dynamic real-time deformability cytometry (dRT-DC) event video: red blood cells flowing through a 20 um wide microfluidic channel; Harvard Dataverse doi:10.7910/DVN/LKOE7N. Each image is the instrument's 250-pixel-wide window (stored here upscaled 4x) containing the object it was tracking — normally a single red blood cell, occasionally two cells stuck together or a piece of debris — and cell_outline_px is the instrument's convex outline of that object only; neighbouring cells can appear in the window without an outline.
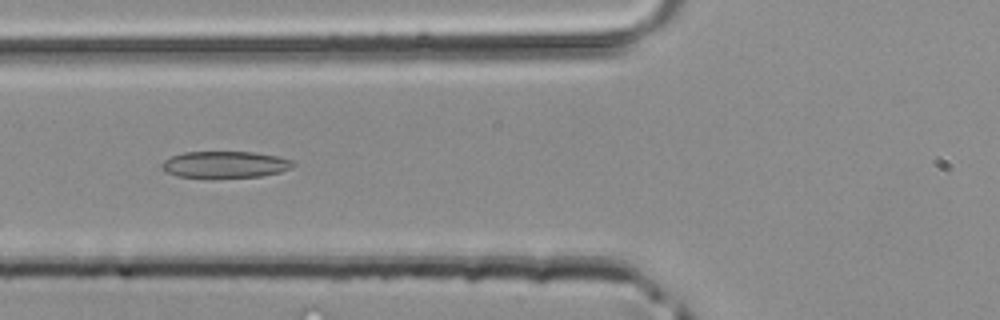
{"species": "common noctule bat (a hibernating species)", "species_latin": "Nyctalus noctula", "temperature_condition": "room temperature", "stored_images_in_passage": 31, "camera_frame_rate_fps": 3000, "um_per_image_px": 0.085, "animal": {"sex": "male", "body_mass_g": 20.4}, "frame": {"image": 1, "passage_image": 8, "time_ms": 2.333, "image_size_px": [1000, 320], "cell_outline_px": [[296, 164], [292, 168], [280, 172], [260, 176], [208, 180], [176, 176], [160, 168], [160, 164], [164, 160], [172, 156], [184, 152], [252, 152], [276, 156], [292, 160]], "centroid_in_image_um": [19.08, 14.02], "position_along_channel_um": 106.7, "area_um2": 21.1}}
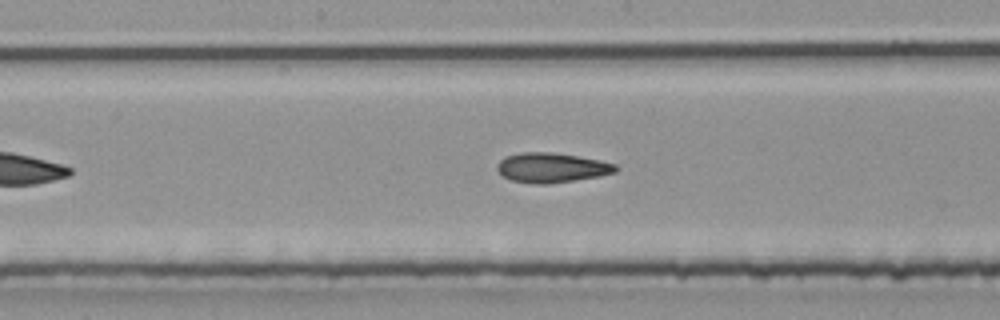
{"frame": {"image": 2, "passage_image": 14, "time_ms": 4.333, "image_size_px": [1000, 320], "cell_outline_px": [[620, 168], [616, 172], [600, 176], [548, 184], [536, 184], [512, 180], [504, 176], [496, 168], [496, 164], [500, 160], [508, 156], [520, 152], [552, 152], [600, 160], [616, 164]], "centroid_in_image_um": [46.92, 14.25], "position_along_channel_um": 201.3, "area_um2": 20.46}}
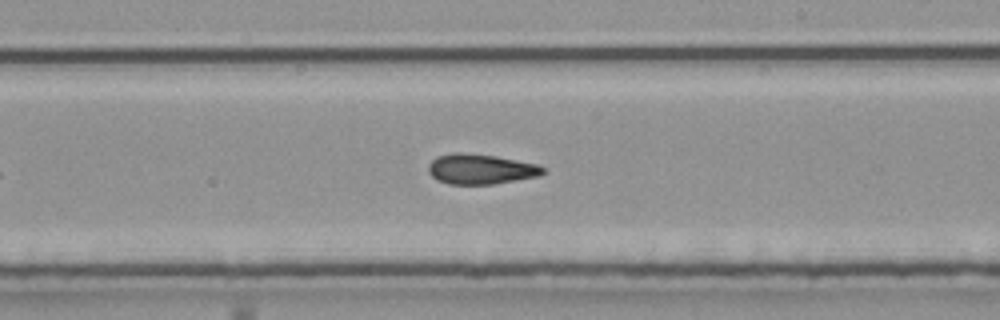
{"frame": {"image": 3, "passage_image": 17, "time_ms": 5.333, "image_size_px": [1000, 320], "cell_outline_px": [[548, 172], [540, 176], [492, 184], [448, 184], [436, 180], [428, 172], [428, 164], [436, 156], [452, 152], [464, 152], [496, 156], [536, 164], [544, 168]], "centroid_in_image_um": [40.83, 14.37], "position_along_channel_um": 248.2, "area_um2": 20.35}}